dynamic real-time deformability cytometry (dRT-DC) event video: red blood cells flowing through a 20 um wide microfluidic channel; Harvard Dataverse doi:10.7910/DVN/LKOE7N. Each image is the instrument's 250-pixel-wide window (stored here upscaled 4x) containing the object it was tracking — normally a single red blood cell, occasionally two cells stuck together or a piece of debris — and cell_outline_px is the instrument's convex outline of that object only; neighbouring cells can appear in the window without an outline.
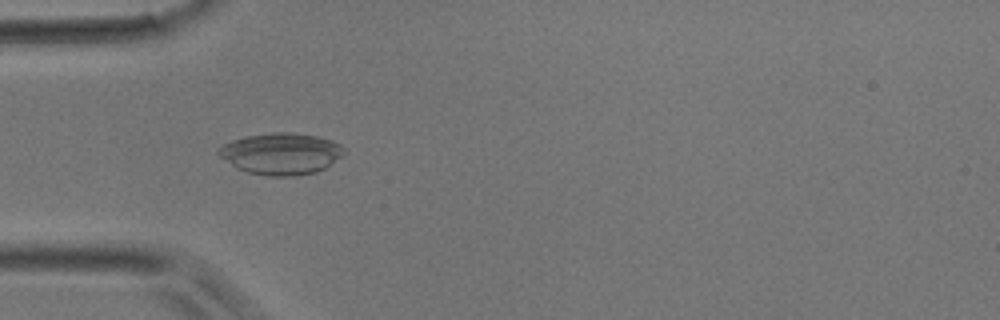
{"species": "common noctule bat (a hibernating species)", "species_latin": "Nyctalus noctula", "temperature_condition": "room temperature", "stored_images_in_passage": 5, "camera_frame_rate_fps": 3000, "um_per_image_px": 0.085, "animal": {"sex": "male", "body_mass_g": 17.9}, "frame": {"image": 1, "passage_image": 4, "time_ms": 3.667, "image_size_px": [1000, 320], "cell_outline_px": [[348, 152], [344, 156], [324, 168], [316, 172], [296, 176], [268, 176], [248, 172], [232, 164], [220, 156], [216, 152], [216, 148], [232, 140], [244, 136], [272, 132], [292, 132], [316, 136], [332, 140], [340, 144]], "centroid_in_image_um": [23.93, 13.05], "position_along_channel_um": 61.1, "area_um2": 30.58}}
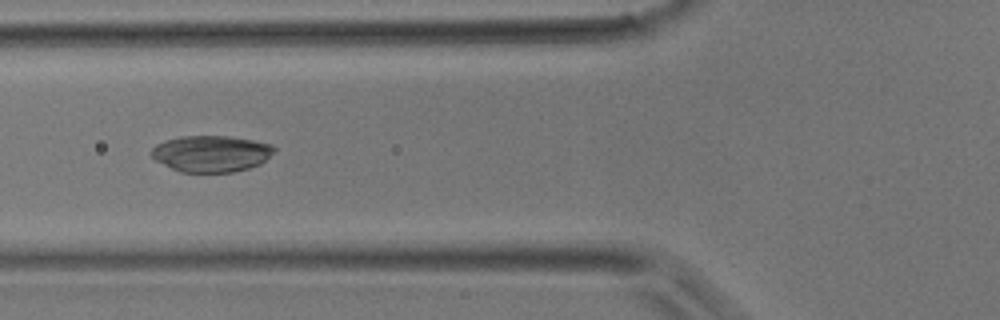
{"frame": {"image": 2, "passage_image": 5, "time_ms": 4.667, "image_size_px": [1000, 320], "cell_outline_px": [[276, 148], [260, 164], [248, 168], [232, 172], [180, 172], [156, 160], [152, 156], [152, 148], [156, 144], [164, 140], [180, 136], [228, 136], [252, 140], [272, 144]], "centroid_in_image_um": [17.93, 13.05], "position_along_channel_um": 107.9, "area_um2": 25.84}}